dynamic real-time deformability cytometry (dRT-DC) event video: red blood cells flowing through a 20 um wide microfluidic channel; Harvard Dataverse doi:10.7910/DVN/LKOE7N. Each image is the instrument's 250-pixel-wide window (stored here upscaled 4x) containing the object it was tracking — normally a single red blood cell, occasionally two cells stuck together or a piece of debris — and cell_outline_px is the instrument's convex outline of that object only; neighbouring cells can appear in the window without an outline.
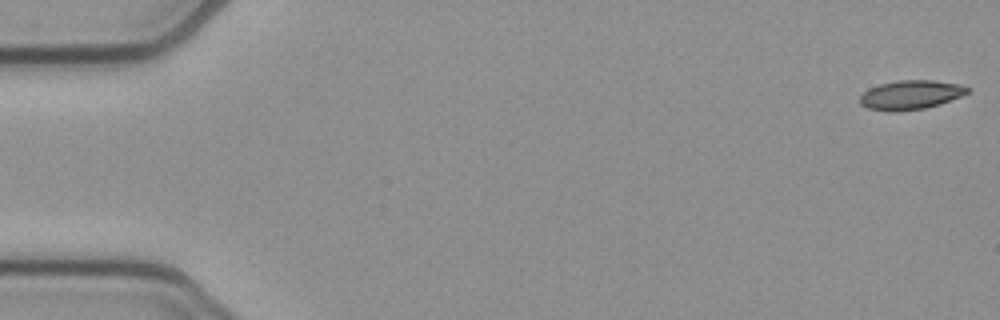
{"species": "common noctule bat (a hibernating species)", "species_latin": "Nyctalus noctula", "temperature_condition": "cold", "stored_images_in_passage": 15, "camera_frame_rate_fps": 3000, "um_per_image_px": 0.085, "animal": {"sex": "female", "body_mass_g": 21.9}, "frame": {"image": 1, "passage_image": 1, "time_ms": 0.0, "image_size_px": [1000, 320], "cell_outline_px": [[968, 92], [960, 96], [940, 104], [924, 108], [896, 112], [888, 112], [868, 108], [860, 104], [860, 96], [868, 88], [880, 84], [900, 80], [936, 80], [960, 84], [968, 88]], "centroid_in_image_um": [77.38, 8.06], "position_along_channel_um": 7.6, "area_um2": 18.26}}
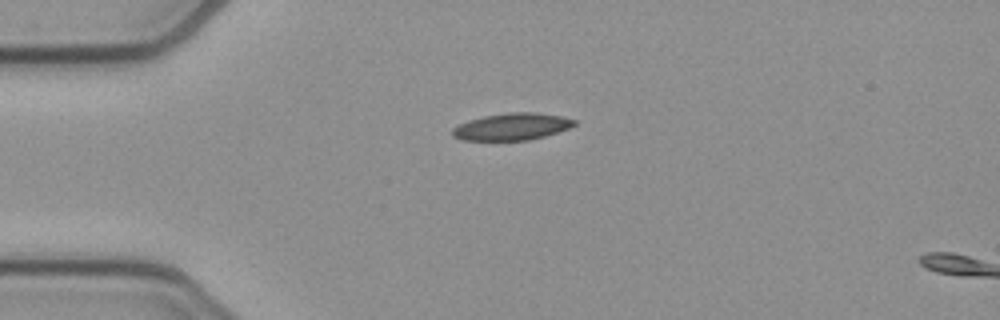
{"frame": {"image": 2, "passage_image": 13, "time_ms": 4.0, "image_size_px": [1000, 320], "cell_outline_px": [[576, 124], [568, 128], [544, 136], [528, 140], [460, 140], [452, 136], [452, 128], [468, 120], [484, 116], [508, 112], [532, 112], [560, 116], [576, 120]], "centroid_in_image_um": [43.47, 10.76], "position_along_channel_um": 41.5, "area_um2": 19.02}}